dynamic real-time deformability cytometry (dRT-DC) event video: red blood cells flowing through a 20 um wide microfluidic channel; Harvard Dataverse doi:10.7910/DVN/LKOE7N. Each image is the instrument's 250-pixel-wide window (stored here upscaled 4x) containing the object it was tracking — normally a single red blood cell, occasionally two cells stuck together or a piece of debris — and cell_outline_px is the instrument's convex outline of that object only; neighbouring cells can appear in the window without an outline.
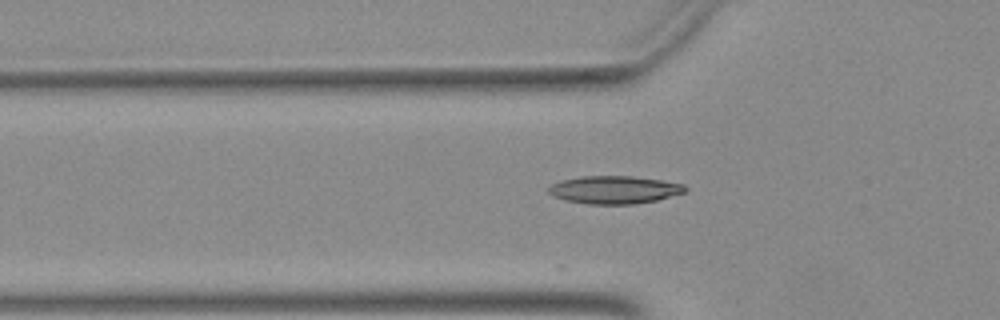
{"species": "Egyptian fruit bat (a non-hibernating species)", "species_latin": "Rousettus aegyptiacus", "temperature_condition": "warm", "stored_images_in_passage": 38, "camera_frame_rate_fps": 3000, "um_per_image_px": 0.085, "animal": {"sex": "female"}, "frame": {"image": 1, "passage_image": 9, "time_ms": 2.667, "image_size_px": [1000, 320], "cell_outline_px": [[688, 188], [684, 192], [656, 200], [636, 204], [588, 204], [568, 200], [552, 196], [548, 192], [548, 188], [552, 184], [560, 180], [584, 176], [632, 176], [660, 180], [684, 184]], "centroid_in_image_um": [52.21, 16.13], "position_along_channel_um": 73.6, "area_um2": 22.02}}
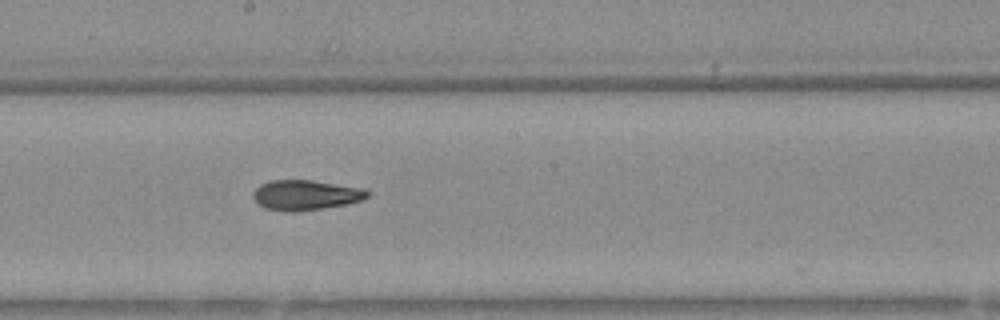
{"frame": {"image": 2, "passage_image": 20, "time_ms": 6.333, "image_size_px": [1000, 320], "cell_outline_px": [[368, 196], [360, 200], [348, 204], [292, 212], [288, 212], [264, 208], [252, 196], [252, 192], [260, 184], [268, 180], [312, 180], [364, 188], [368, 192]], "centroid_in_image_um": [25.95, 16.57], "position_along_channel_um": 222.3, "area_um2": 19.94}}
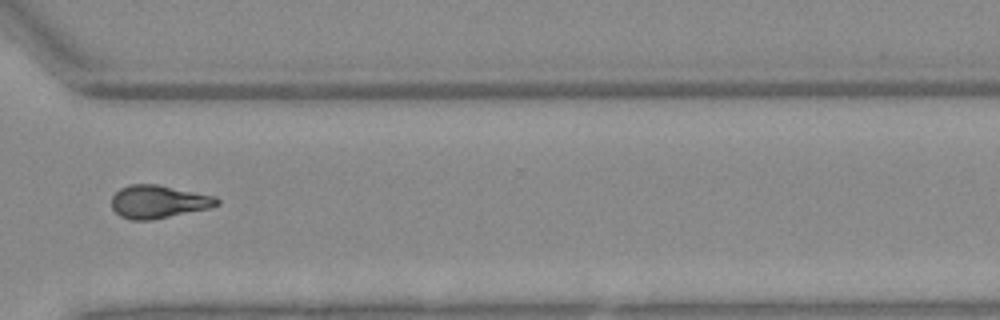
{"frame": {"image": 3, "passage_image": 30, "time_ms": 9.667, "image_size_px": [1000, 320], "cell_outline_px": [[220, 204], [208, 208], [152, 220], [132, 220], [120, 216], [112, 208], [112, 196], [120, 188], [128, 184], [156, 184], [216, 196], [220, 200]], "centroid_in_image_um": [13.46, 17.14], "position_along_channel_um": 357.1, "area_um2": 20.23}}